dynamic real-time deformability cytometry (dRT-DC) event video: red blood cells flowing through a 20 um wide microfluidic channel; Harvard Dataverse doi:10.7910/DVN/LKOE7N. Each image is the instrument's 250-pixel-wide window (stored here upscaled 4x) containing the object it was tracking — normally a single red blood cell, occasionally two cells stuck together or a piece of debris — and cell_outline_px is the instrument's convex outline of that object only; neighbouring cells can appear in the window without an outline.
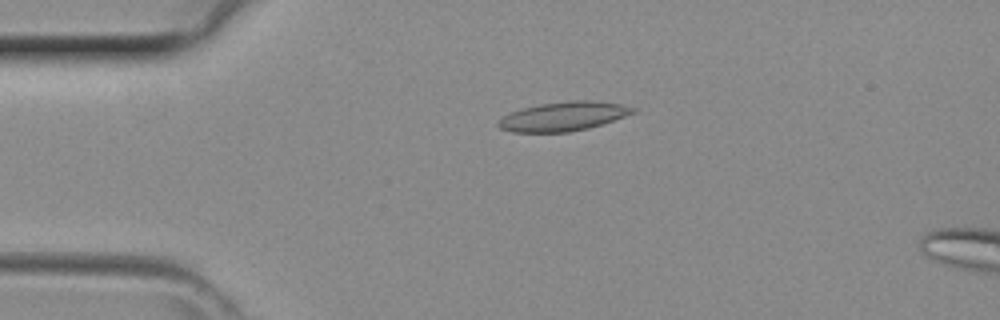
{"species": "common noctule bat (a hibernating species)", "species_latin": "Nyctalus noctula", "temperature_condition": "room temperature", "stored_images_in_passage": 12, "camera_frame_rate_fps": 3000, "um_per_image_px": 0.085, "animal": {"sex": "female", "body_mass_g": 29.2, "forearm_length_mm": 56.3}, "frame": {"image": 1, "passage_image": 9, "time_ms": 2.667, "image_size_px": [1000, 320], "cell_outline_px": [[636, 112], [588, 128], [568, 132], [512, 132], [500, 128], [496, 124], [504, 116], [520, 108], [540, 104], [568, 100], [588, 100], [620, 104], [636, 108]], "centroid_in_image_um": [47.86, 9.88], "position_along_channel_um": 37.1, "area_um2": 22.6}}